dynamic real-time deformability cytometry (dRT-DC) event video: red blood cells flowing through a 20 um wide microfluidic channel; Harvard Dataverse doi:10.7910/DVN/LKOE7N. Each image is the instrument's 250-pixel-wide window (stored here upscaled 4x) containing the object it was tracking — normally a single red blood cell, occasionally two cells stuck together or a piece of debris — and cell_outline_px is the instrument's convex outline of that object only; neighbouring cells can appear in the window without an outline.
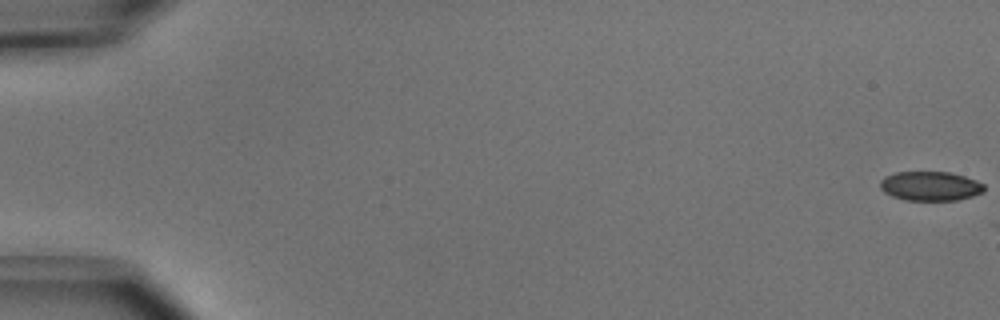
{"species": "common noctule bat (a hibernating species)", "species_latin": "Nyctalus noctula", "temperature_condition": "cold", "stored_images_in_passage": 6, "camera_frame_rate_fps": 3000, "um_per_image_px": 0.085, "animal": {"sex": "male", "body_mass_g": 15.6}, "frame": {"image": 1, "passage_image": 1, "time_ms": 0.0, "image_size_px": [1000, 320], "cell_outline_px": [[984, 192], [972, 196], [956, 200], [904, 200], [892, 196], [884, 192], [880, 188], [880, 180], [884, 176], [896, 172], [948, 172], [964, 176], [976, 180], [984, 184]], "centroid_in_image_um": [79.06, 15.81], "position_along_channel_um": 5.9, "area_um2": 17.8}}